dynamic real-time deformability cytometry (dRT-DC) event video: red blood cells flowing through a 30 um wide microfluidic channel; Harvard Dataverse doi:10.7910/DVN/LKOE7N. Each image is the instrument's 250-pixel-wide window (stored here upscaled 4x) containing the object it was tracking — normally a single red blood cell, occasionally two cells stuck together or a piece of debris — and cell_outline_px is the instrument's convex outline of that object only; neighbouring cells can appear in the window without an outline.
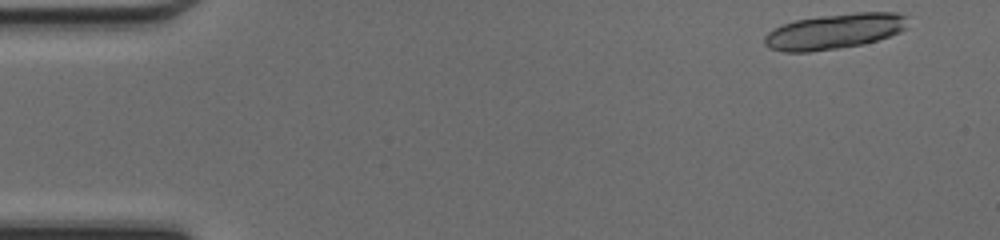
{"species": "common noctule bat (a hibernating species)", "species_latin": "Nyctalus noctula", "temperature_condition": "cold", "stored_images_in_passage": 15, "camera_frame_rate_fps": 3000, "um_per_image_px": 0.085, "animal": {"sex": "female", "body_mass_g": 17.0, "forearm_length_mm": 48.0}, "frame": {"image": 1, "passage_image": 1, "time_ms": 0.0, "image_size_px": [1000, 240], "cell_outline_px": [[908, 28], [900, 32], [876, 40], [860, 44], [840, 48], [808, 52], [784, 52], [768, 48], [764, 44], [764, 36], [768, 32], [784, 24], [796, 20], [820, 16], [856, 12], [896, 12], [908, 16]], "centroid_in_image_um": [70.95, 2.66], "position_along_channel_um": 14.0, "area_um2": 29.59}}